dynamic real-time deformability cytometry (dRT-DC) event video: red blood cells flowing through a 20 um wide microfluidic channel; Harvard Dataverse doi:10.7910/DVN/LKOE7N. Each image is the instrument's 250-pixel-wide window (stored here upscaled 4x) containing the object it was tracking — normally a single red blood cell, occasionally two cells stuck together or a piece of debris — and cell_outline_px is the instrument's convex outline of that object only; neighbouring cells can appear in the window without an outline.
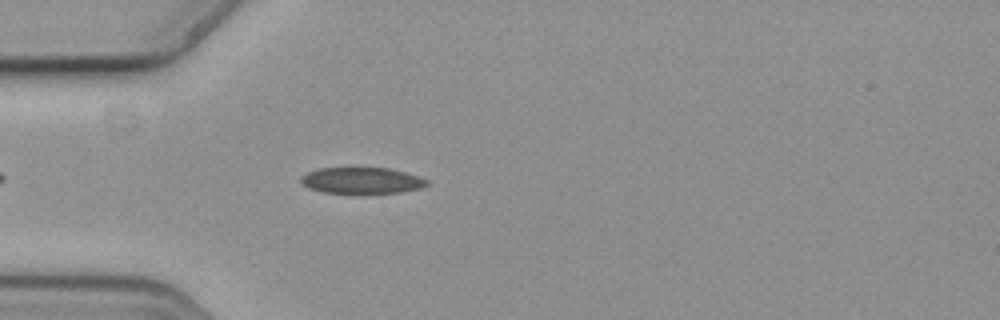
{"species": "common noctule bat (a hibernating species)", "species_latin": "Nyctalus noctula", "temperature_condition": "cold", "stored_images_in_passage": 48, "camera_frame_rate_fps": 3000, "um_per_image_px": 0.085, "animal": {"sex": "female", "body_mass_g": 19.3, "forearm_length_mm": 54.1}, "frame": {"image": 1, "passage_image": 7, "time_ms": 2.0, "image_size_px": [1000, 320], "cell_outline_px": [[428, 184], [420, 188], [400, 192], [364, 196], [360, 196], [324, 192], [308, 188], [300, 184], [300, 176], [308, 172], [320, 168], [388, 168], [404, 172], [428, 180]], "centroid_in_image_um": [30.69, 15.39], "position_along_channel_um": 54.3, "area_um2": 20.0}}
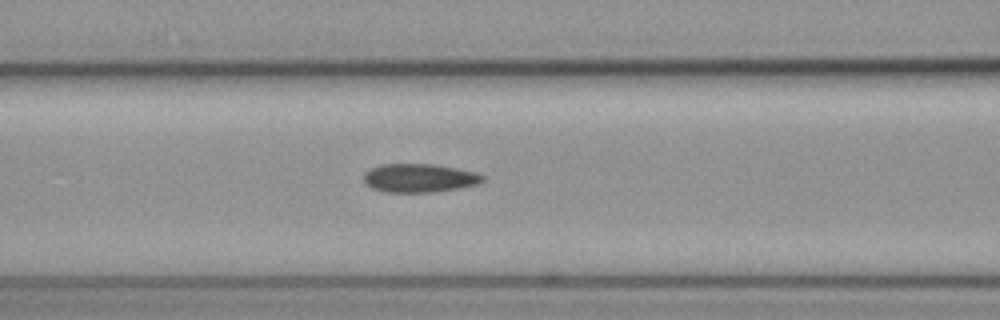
{"frame": {"image": 2, "passage_image": 14, "time_ms": 4.333, "image_size_px": [1000, 320], "cell_outline_px": [[484, 180], [480, 184], [460, 188], [432, 192], [384, 192], [372, 188], [364, 180], [364, 172], [372, 168], [384, 164], [432, 164], [456, 168], [476, 172], [484, 176]], "centroid_in_image_um": [35.68, 15.13], "position_along_channel_um": 130.9, "area_um2": 19.77}}
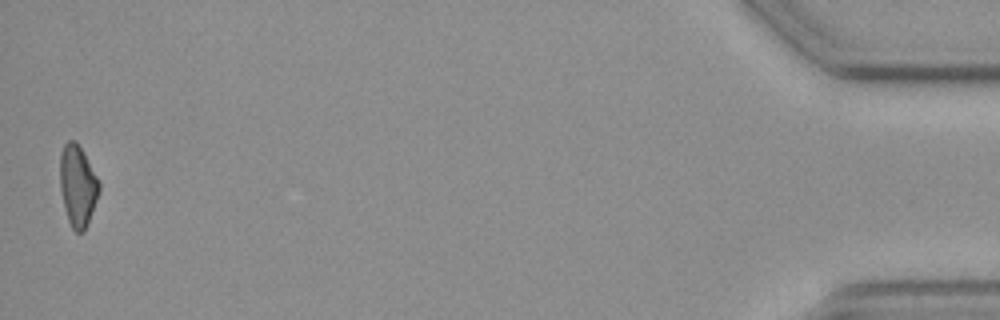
{"frame": {"image": 3, "passage_image": 47, "time_ms": 15.333, "image_size_px": [1000, 320], "cell_outline_px": [[100, 188], [88, 224], [84, 232], [76, 232], [72, 228], [68, 220], [60, 188], [60, 152], [64, 144], [68, 140], [76, 140], [96, 176], [100, 184]], "centroid_in_image_um": [6.59, 15.78], "position_along_channel_um": 428.6, "area_um2": 18.26}}